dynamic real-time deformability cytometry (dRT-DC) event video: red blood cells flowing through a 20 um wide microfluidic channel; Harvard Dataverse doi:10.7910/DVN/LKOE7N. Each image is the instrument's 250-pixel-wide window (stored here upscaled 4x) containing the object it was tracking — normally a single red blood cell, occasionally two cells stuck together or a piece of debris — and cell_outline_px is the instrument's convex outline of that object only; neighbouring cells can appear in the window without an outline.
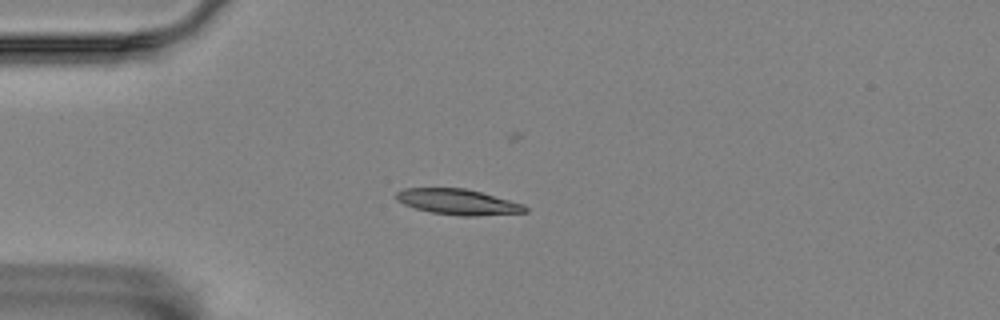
{"species": "Egyptian fruit bat (a non-hibernating species)", "species_latin": "Rousettus aegyptiacus", "temperature_condition": "room temperature", "stored_images_in_passage": 5, "camera_frame_rate_fps": 3000, "um_per_image_px": 0.085, "animal": {"sex": "female"}, "frame": {"image": 1, "passage_image": 3, "time_ms": 0.667, "image_size_px": [1000, 320], "cell_outline_px": [[528, 212], [476, 216], [460, 216], [432, 212], [416, 208], [404, 204], [396, 200], [396, 192], [404, 188], [464, 188], [480, 192], [524, 204], [528, 208]], "centroid_in_image_um": [38.93, 17.16], "position_along_channel_um": 46.1, "area_um2": 19.13}}
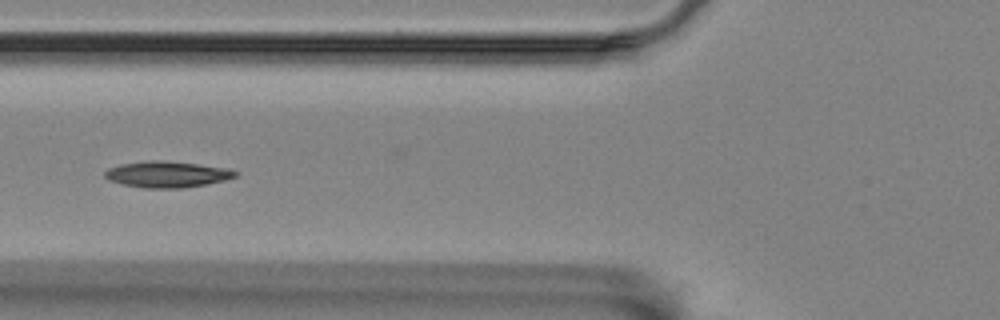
{"frame": {"image": 2, "passage_image": 5, "time_ms": 1.333, "image_size_px": [1000, 320], "cell_outline_px": [[236, 176], [224, 180], [184, 188], [144, 188], [124, 184], [108, 180], [104, 176], [104, 172], [108, 168], [120, 164], [148, 160], [160, 160], [196, 164], [228, 168], [236, 172]], "centroid_in_image_um": [14.14, 14.81], "position_along_channel_um": 111.7, "area_um2": 19.71}}